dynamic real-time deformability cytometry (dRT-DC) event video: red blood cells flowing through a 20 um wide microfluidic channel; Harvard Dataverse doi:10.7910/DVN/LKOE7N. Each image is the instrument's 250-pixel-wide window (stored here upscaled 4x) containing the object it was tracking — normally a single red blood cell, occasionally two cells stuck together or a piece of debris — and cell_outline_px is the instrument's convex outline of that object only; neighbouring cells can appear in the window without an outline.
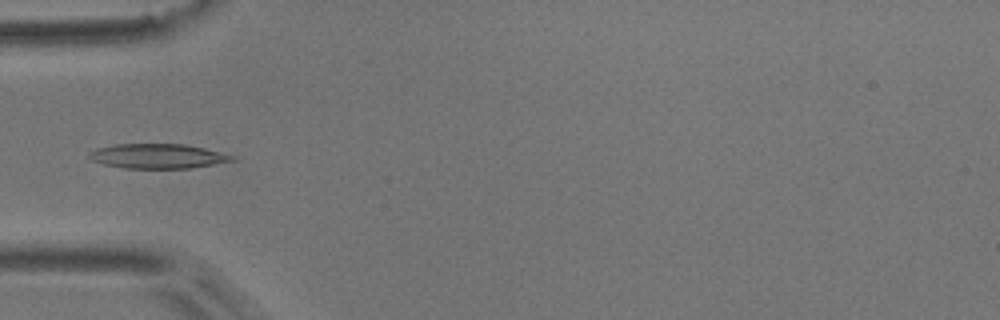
{"species": "common noctule bat (a hibernating species)", "species_latin": "Nyctalus noctula", "temperature_condition": "room temperature", "stored_images_in_passage": 4, "camera_frame_rate_fps": 3000, "um_per_image_px": 0.085, "animal": {"sex": "male", "body_mass_g": 17.9}, "frame": {"image": 1, "passage_image": 4, "time_ms": 1.0, "image_size_px": [1000, 320], "cell_outline_px": [[236, 160], [192, 168], [124, 168], [104, 164], [92, 160], [88, 156], [88, 152], [96, 148], [116, 144], [184, 144], [204, 148], [236, 156]], "centroid_in_image_um": [13.41, 13.27], "position_along_channel_um": 71.6, "area_um2": 20.52}}